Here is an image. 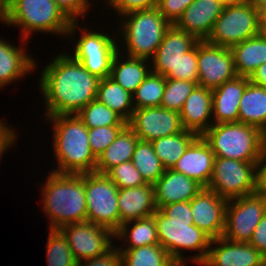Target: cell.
I'll return each instance as SVG.
<instances>
[{"label":"cell","instance_id":"cell-1","mask_svg":"<svg viewBox=\"0 0 266 266\" xmlns=\"http://www.w3.org/2000/svg\"><path fill=\"white\" fill-rule=\"evenodd\" d=\"M46 105V117L77 114L96 99L100 79L70 54L56 56L39 78Z\"/></svg>","mask_w":266,"mask_h":266},{"label":"cell","instance_id":"cell-2","mask_svg":"<svg viewBox=\"0 0 266 266\" xmlns=\"http://www.w3.org/2000/svg\"><path fill=\"white\" fill-rule=\"evenodd\" d=\"M153 216L159 244L179 266L186 265L182 249L201 251L190 257L194 264L200 265L206 259L212 239L193 224L189 201L165 205Z\"/></svg>","mask_w":266,"mask_h":266},{"label":"cell","instance_id":"cell-3","mask_svg":"<svg viewBox=\"0 0 266 266\" xmlns=\"http://www.w3.org/2000/svg\"><path fill=\"white\" fill-rule=\"evenodd\" d=\"M46 120L54 126L53 147L58 169L52 172L62 174L94 172L97 158L90 149L88 128L77 114L55 115L46 117Z\"/></svg>","mask_w":266,"mask_h":266},{"label":"cell","instance_id":"cell-4","mask_svg":"<svg viewBox=\"0 0 266 266\" xmlns=\"http://www.w3.org/2000/svg\"><path fill=\"white\" fill-rule=\"evenodd\" d=\"M41 188L43 211L49 216V229L87 221L86 194L83 174L50 172Z\"/></svg>","mask_w":266,"mask_h":266},{"label":"cell","instance_id":"cell-5","mask_svg":"<svg viewBox=\"0 0 266 266\" xmlns=\"http://www.w3.org/2000/svg\"><path fill=\"white\" fill-rule=\"evenodd\" d=\"M4 22L22 29L24 43L35 31L70 36L78 26V21L71 22L54 0H6Z\"/></svg>","mask_w":266,"mask_h":266},{"label":"cell","instance_id":"cell-6","mask_svg":"<svg viewBox=\"0 0 266 266\" xmlns=\"http://www.w3.org/2000/svg\"><path fill=\"white\" fill-rule=\"evenodd\" d=\"M215 157L258 162L266 142L259 128L240 122L212 124L202 135Z\"/></svg>","mask_w":266,"mask_h":266},{"label":"cell","instance_id":"cell-7","mask_svg":"<svg viewBox=\"0 0 266 266\" xmlns=\"http://www.w3.org/2000/svg\"><path fill=\"white\" fill-rule=\"evenodd\" d=\"M121 17L123 21L119 30L127 46L126 56L151 60L171 24L157 7L133 11Z\"/></svg>","mask_w":266,"mask_h":266},{"label":"cell","instance_id":"cell-8","mask_svg":"<svg viewBox=\"0 0 266 266\" xmlns=\"http://www.w3.org/2000/svg\"><path fill=\"white\" fill-rule=\"evenodd\" d=\"M261 11L245 1L225 5L208 43L231 48L260 33Z\"/></svg>","mask_w":266,"mask_h":266},{"label":"cell","instance_id":"cell-9","mask_svg":"<svg viewBox=\"0 0 266 266\" xmlns=\"http://www.w3.org/2000/svg\"><path fill=\"white\" fill-rule=\"evenodd\" d=\"M258 162L215 157L207 189L227 200L258 192Z\"/></svg>","mask_w":266,"mask_h":266},{"label":"cell","instance_id":"cell-10","mask_svg":"<svg viewBox=\"0 0 266 266\" xmlns=\"http://www.w3.org/2000/svg\"><path fill=\"white\" fill-rule=\"evenodd\" d=\"M87 221L106 227L114 233L119 229L118 187L106 174L84 173Z\"/></svg>","mask_w":266,"mask_h":266},{"label":"cell","instance_id":"cell-11","mask_svg":"<svg viewBox=\"0 0 266 266\" xmlns=\"http://www.w3.org/2000/svg\"><path fill=\"white\" fill-rule=\"evenodd\" d=\"M265 213V194L256 192L228 200L222 237L232 242L249 243L254 229Z\"/></svg>","mask_w":266,"mask_h":266},{"label":"cell","instance_id":"cell-12","mask_svg":"<svg viewBox=\"0 0 266 266\" xmlns=\"http://www.w3.org/2000/svg\"><path fill=\"white\" fill-rule=\"evenodd\" d=\"M81 37L77 40L74 54L71 55L79 61L86 70L99 79L110 76L112 62L118 53L120 45L116 39L102 32L84 31L81 27Z\"/></svg>","mask_w":266,"mask_h":266},{"label":"cell","instance_id":"cell-13","mask_svg":"<svg viewBox=\"0 0 266 266\" xmlns=\"http://www.w3.org/2000/svg\"><path fill=\"white\" fill-rule=\"evenodd\" d=\"M198 85L213 90L237 75L234 57L228 47L197 42Z\"/></svg>","mask_w":266,"mask_h":266},{"label":"cell","instance_id":"cell-14","mask_svg":"<svg viewBox=\"0 0 266 266\" xmlns=\"http://www.w3.org/2000/svg\"><path fill=\"white\" fill-rule=\"evenodd\" d=\"M66 237L77 262L94 258L109 251L115 233L89 221L72 223L59 229Z\"/></svg>","mask_w":266,"mask_h":266},{"label":"cell","instance_id":"cell-15","mask_svg":"<svg viewBox=\"0 0 266 266\" xmlns=\"http://www.w3.org/2000/svg\"><path fill=\"white\" fill-rule=\"evenodd\" d=\"M127 126L139 140L149 142L184 130L180 113L162 107L135 109Z\"/></svg>","mask_w":266,"mask_h":266},{"label":"cell","instance_id":"cell-16","mask_svg":"<svg viewBox=\"0 0 266 266\" xmlns=\"http://www.w3.org/2000/svg\"><path fill=\"white\" fill-rule=\"evenodd\" d=\"M189 202L193 224L211 239L222 237L228 200L203 187Z\"/></svg>","mask_w":266,"mask_h":266},{"label":"cell","instance_id":"cell-17","mask_svg":"<svg viewBox=\"0 0 266 266\" xmlns=\"http://www.w3.org/2000/svg\"><path fill=\"white\" fill-rule=\"evenodd\" d=\"M197 42L198 40L190 33L171 25L151 58L152 72L166 78L170 74H177V62Z\"/></svg>","mask_w":266,"mask_h":266},{"label":"cell","instance_id":"cell-18","mask_svg":"<svg viewBox=\"0 0 266 266\" xmlns=\"http://www.w3.org/2000/svg\"><path fill=\"white\" fill-rule=\"evenodd\" d=\"M215 244V247H211ZM264 257L249 243L212 239L203 266H262Z\"/></svg>","mask_w":266,"mask_h":266},{"label":"cell","instance_id":"cell-19","mask_svg":"<svg viewBox=\"0 0 266 266\" xmlns=\"http://www.w3.org/2000/svg\"><path fill=\"white\" fill-rule=\"evenodd\" d=\"M224 6L220 0H195L174 25L198 41L207 40Z\"/></svg>","mask_w":266,"mask_h":266},{"label":"cell","instance_id":"cell-20","mask_svg":"<svg viewBox=\"0 0 266 266\" xmlns=\"http://www.w3.org/2000/svg\"><path fill=\"white\" fill-rule=\"evenodd\" d=\"M215 154L202 136H198L173 166V170L183 173L207 187L214 165Z\"/></svg>","mask_w":266,"mask_h":266},{"label":"cell","instance_id":"cell-21","mask_svg":"<svg viewBox=\"0 0 266 266\" xmlns=\"http://www.w3.org/2000/svg\"><path fill=\"white\" fill-rule=\"evenodd\" d=\"M153 185L157 209L172 203L190 201L203 188L196 180L173 169H165Z\"/></svg>","mask_w":266,"mask_h":266},{"label":"cell","instance_id":"cell-22","mask_svg":"<svg viewBox=\"0 0 266 266\" xmlns=\"http://www.w3.org/2000/svg\"><path fill=\"white\" fill-rule=\"evenodd\" d=\"M249 82L238 75L212 90L213 124L238 122L239 103Z\"/></svg>","mask_w":266,"mask_h":266},{"label":"cell","instance_id":"cell-23","mask_svg":"<svg viewBox=\"0 0 266 266\" xmlns=\"http://www.w3.org/2000/svg\"><path fill=\"white\" fill-rule=\"evenodd\" d=\"M119 228L124 223L152 216L156 210L154 185L123 188L118 191Z\"/></svg>","mask_w":266,"mask_h":266},{"label":"cell","instance_id":"cell-24","mask_svg":"<svg viewBox=\"0 0 266 266\" xmlns=\"http://www.w3.org/2000/svg\"><path fill=\"white\" fill-rule=\"evenodd\" d=\"M180 119L185 130L202 136L213 124L210 121L212 119V90L197 85L185 100Z\"/></svg>","mask_w":266,"mask_h":266},{"label":"cell","instance_id":"cell-25","mask_svg":"<svg viewBox=\"0 0 266 266\" xmlns=\"http://www.w3.org/2000/svg\"><path fill=\"white\" fill-rule=\"evenodd\" d=\"M23 50L0 39V88L35 69L36 61Z\"/></svg>","mask_w":266,"mask_h":266},{"label":"cell","instance_id":"cell-26","mask_svg":"<svg viewBox=\"0 0 266 266\" xmlns=\"http://www.w3.org/2000/svg\"><path fill=\"white\" fill-rule=\"evenodd\" d=\"M119 49L115 55L110 71V78L117 82L123 89L135 93L137 87L152 71L148 65V59L126 57L121 60L122 51ZM122 61V62H121ZM147 64V65H146Z\"/></svg>","mask_w":266,"mask_h":266},{"label":"cell","instance_id":"cell-27","mask_svg":"<svg viewBox=\"0 0 266 266\" xmlns=\"http://www.w3.org/2000/svg\"><path fill=\"white\" fill-rule=\"evenodd\" d=\"M237 75L250 77L252 73L266 62V40L260 33L246 39L231 48Z\"/></svg>","mask_w":266,"mask_h":266},{"label":"cell","instance_id":"cell-28","mask_svg":"<svg viewBox=\"0 0 266 266\" xmlns=\"http://www.w3.org/2000/svg\"><path fill=\"white\" fill-rule=\"evenodd\" d=\"M139 138L126 126L117 138L101 153L96 162L95 172L106 174L111 168L132 161Z\"/></svg>","mask_w":266,"mask_h":266},{"label":"cell","instance_id":"cell-29","mask_svg":"<svg viewBox=\"0 0 266 266\" xmlns=\"http://www.w3.org/2000/svg\"><path fill=\"white\" fill-rule=\"evenodd\" d=\"M239 104L238 122L255 126L266 134V88L249 82Z\"/></svg>","mask_w":266,"mask_h":266},{"label":"cell","instance_id":"cell-30","mask_svg":"<svg viewBox=\"0 0 266 266\" xmlns=\"http://www.w3.org/2000/svg\"><path fill=\"white\" fill-rule=\"evenodd\" d=\"M96 100L116 112L126 122L130 120L135 110L132 94L123 89L110 77L100 79Z\"/></svg>","mask_w":266,"mask_h":266},{"label":"cell","instance_id":"cell-31","mask_svg":"<svg viewBox=\"0 0 266 266\" xmlns=\"http://www.w3.org/2000/svg\"><path fill=\"white\" fill-rule=\"evenodd\" d=\"M197 137L196 133L184 129L178 134L155 139L151 144L163 167L172 169Z\"/></svg>","mask_w":266,"mask_h":266},{"label":"cell","instance_id":"cell-32","mask_svg":"<svg viewBox=\"0 0 266 266\" xmlns=\"http://www.w3.org/2000/svg\"><path fill=\"white\" fill-rule=\"evenodd\" d=\"M128 224L134 225L130 227ZM114 238L125 240L124 243L126 242L128 244L125 249H134L140 248L142 246L159 244L158 232L156 223L154 221V216L152 215L146 218H141L124 223L115 232Z\"/></svg>","mask_w":266,"mask_h":266},{"label":"cell","instance_id":"cell-33","mask_svg":"<svg viewBox=\"0 0 266 266\" xmlns=\"http://www.w3.org/2000/svg\"><path fill=\"white\" fill-rule=\"evenodd\" d=\"M122 249L118 247L121 266H179L160 244Z\"/></svg>","mask_w":266,"mask_h":266},{"label":"cell","instance_id":"cell-34","mask_svg":"<svg viewBox=\"0 0 266 266\" xmlns=\"http://www.w3.org/2000/svg\"><path fill=\"white\" fill-rule=\"evenodd\" d=\"M133 165L141 173L146 183L154 184L163 174L165 168L155 154L149 141L139 140L132 157Z\"/></svg>","mask_w":266,"mask_h":266},{"label":"cell","instance_id":"cell-35","mask_svg":"<svg viewBox=\"0 0 266 266\" xmlns=\"http://www.w3.org/2000/svg\"><path fill=\"white\" fill-rule=\"evenodd\" d=\"M165 86L166 77L151 71L132 95L134 109L160 107Z\"/></svg>","mask_w":266,"mask_h":266},{"label":"cell","instance_id":"cell-36","mask_svg":"<svg viewBox=\"0 0 266 266\" xmlns=\"http://www.w3.org/2000/svg\"><path fill=\"white\" fill-rule=\"evenodd\" d=\"M77 116L87 128L127 126V122L120 115L96 99L82 108Z\"/></svg>","mask_w":266,"mask_h":266},{"label":"cell","instance_id":"cell-37","mask_svg":"<svg viewBox=\"0 0 266 266\" xmlns=\"http://www.w3.org/2000/svg\"><path fill=\"white\" fill-rule=\"evenodd\" d=\"M47 242L48 266H77L66 237L59 229H50Z\"/></svg>","mask_w":266,"mask_h":266},{"label":"cell","instance_id":"cell-38","mask_svg":"<svg viewBox=\"0 0 266 266\" xmlns=\"http://www.w3.org/2000/svg\"><path fill=\"white\" fill-rule=\"evenodd\" d=\"M197 85V83L186 80L166 78V86L160 107L180 113L185 100Z\"/></svg>","mask_w":266,"mask_h":266},{"label":"cell","instance_id":"cell-39","mask_svg":"<svg viewBox=\"0 0 266 266\" xmlns=\"http://www.w3.org/2000/svg\"><path fill=\"white\" fill-rule=\"evenodd\" d=\"M106 175L118 189L140 187L147 184L132 161L111 168Z\"/></svg>","mask_w":266,"mask_h":266},{"label":"cell","instance_id":"cell-40","mask_svg":"<svg viewBox=\"0 0 266 266\" xmlns=\"http://www.w3.org/2000/svg\"><path fill=\"white\" fill-rule=\"evenodd\" d=\"M126 126L88 128L89 145L96 158L117 138Z\"/></svg>","mask_w":266,"mask_h":266},{"label":"cell","instance_id":"cell-41","mask_svg":"<svg viewBox=\"0 0 266 266\" xmlns=\"http://www.w3.org/2000/svg\"><path fill=\"white\" fill-rule=\"evenodd\" d=\"M167 79H178L198 84L197 43L177 62V74H170Z\"/></svg>","mask_w":266,"mask_h":266},{"label":"cell","instance_id":"cell-42","mask_svg":"<svg viewBox=\"0 0 266 266\" xmlns=\"http://www.w3.org/2000/svg\"><path fill=\"white\" fill-rule=\"evenodd\" d=\"M195 0H158L157 8L165 19L174 25L186 8Z\"/></svg>","mask_w":266,"mask_h":266},{"label":"cell","instance_id":"cell-43","mask_svg":"<svg viewBox=\"0 0 266 266\" xmlns=\"http://www.w3.org/2000/svg\"><path fill=\"white\" fill-rule=\"evenodd\" d=\"M58 8L71 22H77L78 18L84 17L90 4L86 0H54Z\"/></svg>","mask_w":266,"mask_h":266},{"label":"cell","instance_id":"cell-44","mask_svg":"<svg viewBox=\"0 0 266 266\" xmlns=\"http://www.w3.org/2000/svg\"><path fill=\"white\" fill-rule=\"evenodd\" d=\"M158 0H112L109 6L113 7L120 16L133 11L152 9L157 7Z\"/></svg>","mask_w":266,"mask_h":266},{"label":"cell","instance_id":"cell-45","mask_svg":"<svg viewBox=\"0 0 266 266\" xmlns=\"http://www.w3.org/2000/svg\"><path fill=\"white\" fill-rule=\"evenodd\" d=\"M77 266H121L120 251L116 246L112 247L102 255L84 260L83 264L82 261L77 262Z\"/></svg>","mask_w":266,"mask_h":266},{"label":"cell","instance_id":"cell-46","mask_svg":"<svg viewBox=\"0 0 266 266\" xmlns=\"http://www.w3.org/2000/svg\"><path fill=\"white\" fill-rule=\"evenodd\" d=\"M249 244L266 257V213L254 229Z\"/></svg>","mask_w":266,"mask_h":266},{"label":"cell","instance_id":"cell-47","mask_svg":"<svg viewBox=\"0 0 266 266\" xmlns=\"http://www.w3.org/2000/svg\"><path fill=\"white\" fill-rule=\"evenodd\" d=\"M5 124V122L0 120V158L8 147L15 144V140L17 139V136L15 135L16 132L11 129L12 127H8V125Z\"/></svg>","mask_w":266,"mask_h":266},{"label":"cell","instance_id":"cell-48","mask_svg":"<svg viewBox=\"0 0 266 266\" xmlns=\"http://www.w3.org/2000/svg\"><path fill=\"white\" fill-rule=\"evenodd\" d=\"M258 192L266 195V142L257 165Z\"/></svg>","mask_w":266,"mask_h":266},{"label":"cell","instance_id":"cell-49","mask_svg":"<svg viewBox=\"0 0 266 266\" xmlns=\"http://www.w3.org/2000/svg\"><path fill=\"white\" fill-rule=\"evenodd\" d=\"M253 84L266 88V62L259 66L249 77Z\"/></svg>","mask_w":266,"mask_h":266},{"label":"cell","instance_id":"cell-50","mask_svg":"<svg viewBox=\"0 0 266 266\" xmlns=\"http://www.w3.org/2000/svg\"><path fill=\"white\" fill-rule=\"evenodd\" d=\"M243 1L250 3L253 7L257 8L260 11L266 8V0H243Z\"/></svg>","mask_w":266,"mask_h":266},{"label":"cell","instance_id":"cell-51","mask_svg":"<svg viewBox=\"0 0 266 266\" xmlns=\"http://www.w3.org/2000/svg\"><path fill=\"white\" fill-rule=\"evenodd\" d=\"M5 2L6 0H0V21H5Z\"/></svg>","mask_w":266,"mask_h":266},{"label":"cell","instance_id":"cell-52","mask_svg":"<svg viewBox=\"0 0 266 266\" xmlns=\"http://www.w3.org/2000/svg\"><path fill=\"white\" fill-rule=\"evenodd\" d=\"M260 35L266 40V24H260Z\"/></svg>","mask_w":266,"mask_h":266},{"label":"cell","instance_id":"cell-53","mask_svg":"<svg viewBox=\"0 0 266 266\" xmlns=\"http://www.w3.org/2000/svg\"><path fill=\"white\" fill-rule=\"evenodd\" d=\"M224 5H229V4H236L239 2H242L243 0H220Z\"/></svg>","mask_w":266,"mask_h":266},{"label":"cell","instance_id":"cell-54","mask_svg":"<svg viewBox=\"0 0 266 266\" xmlns=\"http://www.w3.org/2000/svg\"><path fill=\"white\" fill-rule=\"evenodd\" d=\"M261 24H266V8L261 11Z\"/></svg>","mask_w":266,"mask_h":266},{"label":"cell","instance_id":"cell-55","mask_svg":"<svg viewBox=\"0 0 266 266\" xmlns=\"http://www.w3.org/2000/svg\"><path fill=\"white\" fill-rule=\"evenodd\" d=\"M88 2V4H90V1L89 0H86ZM105 1H108L107 3L109 4L112 0H105Z\"/></svg>","mask_w":266,"mask_h":266},{"label":"cell","instance_id":"cell-56","mask_svg":"<svg viewBox=\"0 0 266 266\" xmlns=\"http://www.w3.org/2000/svg\"><path fill=\"white\" fill-rule=\"evenodd\" d=\"M262 266H266V258H265V260L263 261Z\"/></svg>","mask_w":266,"mask_h":266}]
</instances>
